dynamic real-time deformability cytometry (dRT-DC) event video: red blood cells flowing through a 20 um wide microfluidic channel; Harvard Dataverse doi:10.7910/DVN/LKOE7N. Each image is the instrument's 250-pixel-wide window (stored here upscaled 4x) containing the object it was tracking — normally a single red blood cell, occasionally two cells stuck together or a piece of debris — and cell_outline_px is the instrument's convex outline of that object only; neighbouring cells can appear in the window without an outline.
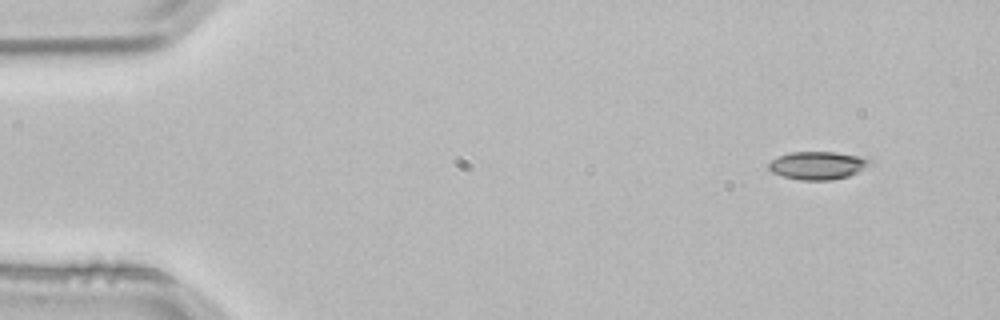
{"species": "common noctule bat (a hibernating species)", "species_latin": "Nyctalus noctula", "temperature_condition": "room temperature", "stored_images_in_passage": 3, "camera_frame_rate_fps": 3000, "um_per_image_px": 0.085, "animal": {"sex": "male", "body_mass_g": 21.5, "forearm_length_mm": 52.0}, "frame": {"image": 1, "passage_image": 1, "time_ms": 0.0, "image_size_px": [1000, 320], "cell_outline_px": [[876, 164], [860, 172], [848, 176], [832, 180], [800, 180], [784, 176], [772, 172], [768, 168], [768, 164], [772, 160], [780, 156], [792, 152], [836, 152], [876, 160]], "centroid_in_image_um": [69.61, 14.06], "position_along_channel_um": 15.4, "area_um2": 16.7}}
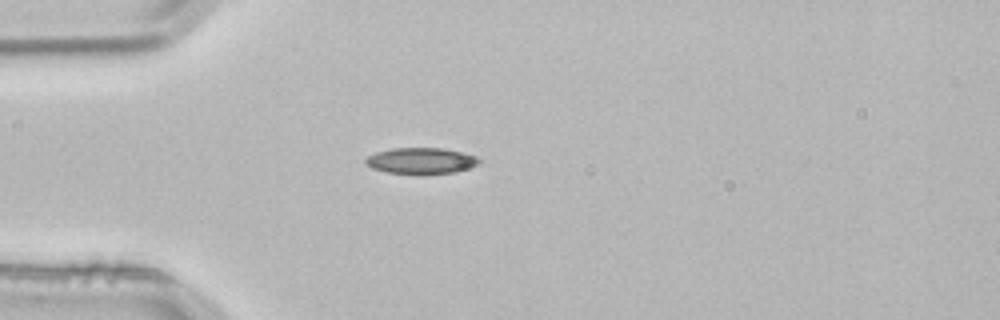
{"frame": {"image": 2, "passage_image": 3, "time_ms": 0.667, "image_size_px": [1000, 320], "cell_outline_px": [[480, 160], [476, 164], [468, 168], [456, 172], [388, 172], [372, 168], [364, 164], [364, 160], [368, 156], [376, 152], [392, 148], [444, 148], [464, 152], [476, 156]], "centroid_in_image_um": [35.77, 13.62], "position_along_channel_um": 49.2, "area_um2": 16.76}}